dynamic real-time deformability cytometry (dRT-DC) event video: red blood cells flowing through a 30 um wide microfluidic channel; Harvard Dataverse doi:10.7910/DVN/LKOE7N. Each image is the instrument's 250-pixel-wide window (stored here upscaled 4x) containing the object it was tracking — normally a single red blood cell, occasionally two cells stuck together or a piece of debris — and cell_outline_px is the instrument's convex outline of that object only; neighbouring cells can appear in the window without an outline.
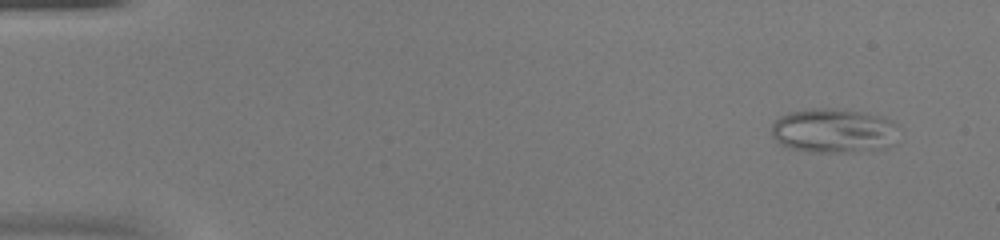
{"species": "common noctule bat (a hibernating species)", "species_latin": "Nyctalus noctula", "temperature_condition": "warm", "stored_images_in_passage": 53, "camera_frame_rate_fps": 3000, "um_per_image_px": 0.085, "animal": {"sex": "female", "body_mass_g": 20.0, "forearm_length_mm": 54.0}, "frame": {"image": 1, "passage_image": 4, "time_ms": 1.0, "image_size_px": [1000, 240], "cell_outline_px": [[896, 144], [884, 148], [852, 152], [808, 152], [792, 148], [780, 144], [772, 136], [772, 124], [780, 116], [788, 112], [812, 108], [832, 108], [860, 112], [884, 116], [892, 124]], "centroid_in_image_um": [70.8, 11.11], "position_along_channel_um": 14.2, "area_um2": 32.71}}
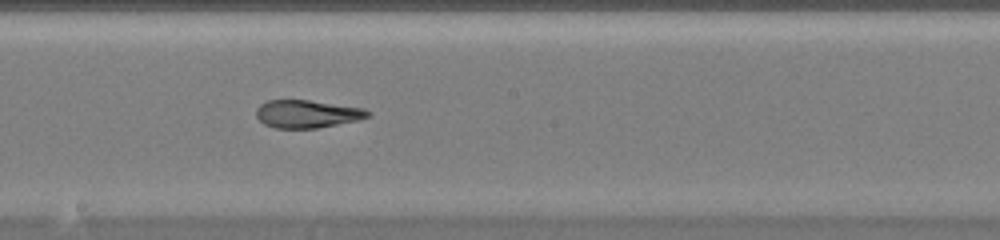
{"frame": {"image": 2, "passage_image": 30, "time_ms": 9.667, "image_size_px": [1000, 240], "cell_outline_px": [[372, 116], [356, 120], [316, 128], [276, 128], [264, 124], [256, 116], [256, 108], [260, 104], [268, 100], [308, 100], [364, 108], [372, 112]], "centroid_in_image_um": [26.1, 9.67], "position_along_channel_um": 222.1, "area_um2": 18.03}}
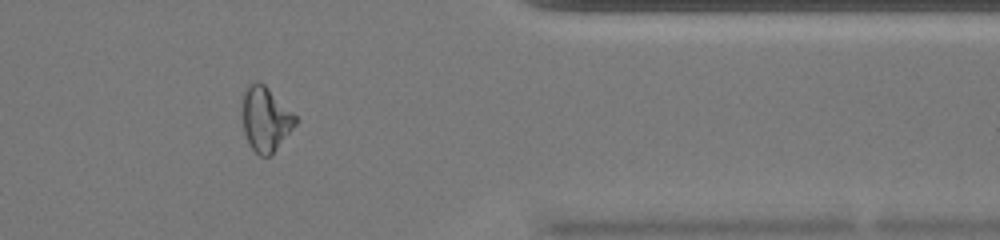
{"frame": {"image": 3, "passage_image": 44, "time_ms": 14.333, "image_size_px": [1000, 240], "cell_outline_px": [[300, 120], [276, 148], [268, 156], [260, 156], [248, 144], [244, 132], [240, 112], [244, 92], [256, 80], [264, 84]], "centroid_in_image_um": [22.54, 10.12], "position_along_channel_um": 388.9, "area_um2": 19.88}, "authors_computed_cell_mechanics": {"area_um2": 21.6172, "velocity_mm_per_s": 3.9027, "shape_relaxation_time_tau1_ms": null, "shape_relaxation_time_tau2_ms": 2.1735, "deformation_change_tau1": null, "deformation_change_tau2": 0.0808}}